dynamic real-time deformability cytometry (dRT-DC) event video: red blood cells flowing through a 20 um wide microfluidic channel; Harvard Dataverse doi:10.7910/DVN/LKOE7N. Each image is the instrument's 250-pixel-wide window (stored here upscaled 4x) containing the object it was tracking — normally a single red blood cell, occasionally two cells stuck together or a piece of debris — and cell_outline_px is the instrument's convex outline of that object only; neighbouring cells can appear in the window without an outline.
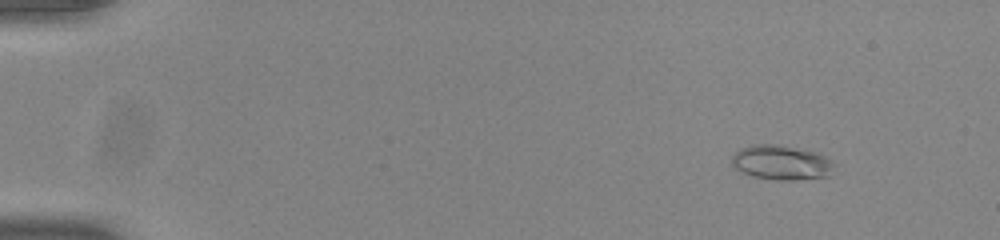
{"species": "common noctule bat (a hibernating species)", "species_latin": "Nyctalus noctula", "temperature_condition": "room temperature", "stored_images_in_passage": 54, "camera_frame_rate_fps": 3000, "um_per_image_px": 0.085, "animal": {"sex": "male", "body_mass_g": 20.0, "forearm_length_mm": 53.3}, "frame": {"image": 1, "passage_image": 6, "time_ms": 1.667, "image_size_px": [1000, 240], "cell_outline_px": [[836, 164], [828, 176], [796, 180], [776, 180], [752, 176], [740, 172], [732, 164], [732, 156], [740, 148], [752, 144], [780, 144], [816, 152], [832, 160]], "centroid_in_image_um": [66.41, 13.81], "position_along_channel_um": 18.6, "area_um2": 20.87}}
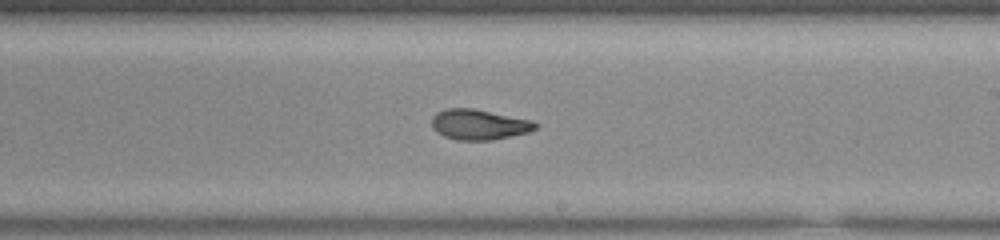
{"frame": {"image": 2, "passage_image": 33, "time_ms": 10.667, "image_size_px": [1000, 240], "cell_outline_px": [[540, 124], [536, 128], [528, 132], [492, 140], [456, 140], [444, 136], [436, 132], [432, 128], [432, 116], [436, 112], [448, 108], [472, 108], [528, 120]], "centroid_in_image_um": [40.66, 10.59], "position_along_channel_um": 248.3, "area_um2": 18.15}}
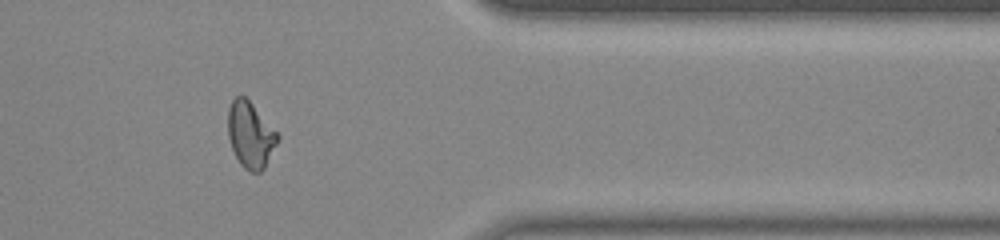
{"frame": {"image": 3, "passage_image": 45, "time_ms": 14.667, "image_size_px": [1000, 240], "cell_outline_px": [[280, 136], [264, 168], [260, 172], [248, 172], [240, 164], [232, 148], [228, 136], [228, 108], [232, 100], [236, 96], [244, 96], [252, 104]], "centroid_in_image_um": [21.27, 11.47], "position_along_channel_um": 390.1, "area_um2": 18.79}, "authors_computed_cell_mechanics": {"area_um2": 18.9584, "velocity_mm_per_s": 3.8939, "shape_relaxation_time_tau1_ms": null, "shape_relaxation_time_tau2_ms": 1.4412, "deformation_change_tau1": null, "deformation_change_tau2": 0.0767}}